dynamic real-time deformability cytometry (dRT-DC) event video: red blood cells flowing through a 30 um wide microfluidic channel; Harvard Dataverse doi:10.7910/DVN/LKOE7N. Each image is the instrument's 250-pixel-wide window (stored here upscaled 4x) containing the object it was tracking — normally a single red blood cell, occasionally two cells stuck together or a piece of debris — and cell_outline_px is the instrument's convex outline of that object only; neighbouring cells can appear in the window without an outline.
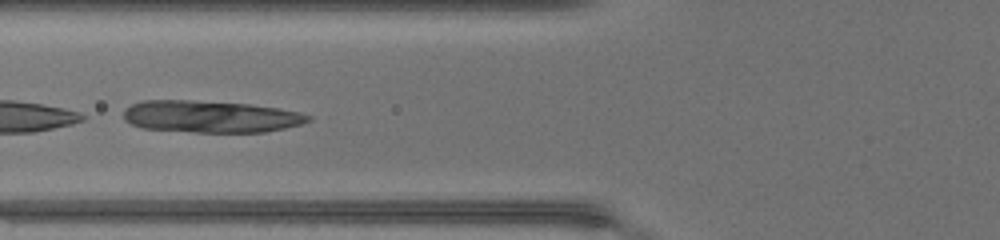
{"species": "common noctule bat (a hibernating species)", "species_latin": "Nyctalus noctula", "temperature_condition": "warm", "stored_images_in_passage": 44, "camera_frame_rate_fps": 3000, "um_per_image_px": 0.085, "animal": {"sex": "female", "body_mass_g": 17.0, "forearm_length_mm": 48.0}, "frame": {"image": 1, "passage_image": 17, "time_ms": 5.333, "image_size_px": [1000, 240], "cell_outline_px": [[312, 120], [300, 124], [284, 128], [264, 132], [192, 132], [144, 128], [132, 124], [124, 120], [124, 112], [132, 104], [144, 100], [188, 100], [248, 104], [276, 108], [300, 112], [312, 116]], "centroid_in_image_um": [17.91, 9.91], "position_along_channel_um": 107.9, "area_um2": 34.16}}
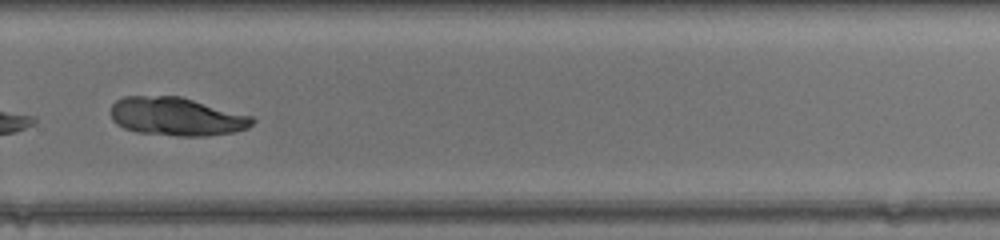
{"frame": {"image": 2, "passage_image": 31, "time_ms": 10.0, "image_size_px": [1000, 240], "cell_outline_px": [[256, 120], [248, 128], [232, 132], [204, 136], [176, 136], [136, 132], [124, 128], [116, 124], [112, 120], [112, 104], [116, 100], [124, 96], [180, 96], [252, 116]], "centroid_in_image_um": [14.99, 9.91], "position_along_channel_um": 314.8, "area_um2": 31.62}}
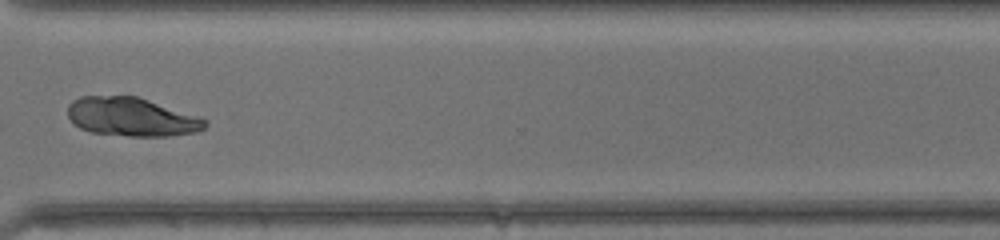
{"frame": {"image": 3, "passage_image": 34, "time_ms": 11.0, "image_size_px": [1000, 240], "cell_outline_px": [[208, 124], [204, 128], [196, 132], [168, 136], [128, 136], [92, 132], [80, 128], [68, 116], [68, 104], [72, 100], [80, 96], [136, 96], [208, 120]], "centroid_in_image_um": [11.16, 9.94], "position_along_channel_um": 359.4, "area_um2": 30.63}}